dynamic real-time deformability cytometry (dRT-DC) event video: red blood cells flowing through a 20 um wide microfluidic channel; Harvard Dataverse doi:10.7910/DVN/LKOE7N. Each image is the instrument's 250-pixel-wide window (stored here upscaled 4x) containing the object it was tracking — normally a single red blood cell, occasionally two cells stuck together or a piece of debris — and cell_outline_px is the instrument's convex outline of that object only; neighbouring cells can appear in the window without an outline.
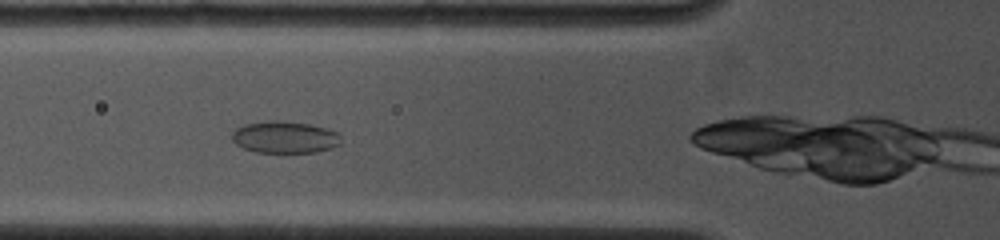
{"species": "common noctule bat (a hibernating species)", "species_latin": "Nyctalus noctula", "temperature_condition": "cold", "stored_images_in_passage": 20, "camera_frame_rate_fps": 4500, "um_per_image_px": 0.085, "animal": {"sex": "female", "body_mass_g": 19.0, "forearm_length_mm": 53.3}, "frame": {"image": 1, "passage_image": 9, "time_ms": 1.778, "image_size_px": [1000, 240], "cell_outline_px": [[340, 144], [316, 152], [256, 152], [244, 148], [236, 144], [232, 140], [232, 132], [236, 128], [244, 124], [268, 120], [284, 120], [308, 124], [340, 132]], "centroid_in_image_um": [24.18, 11.64], "position_along_channel_um": 101.6, "area_um2": 20.29}}
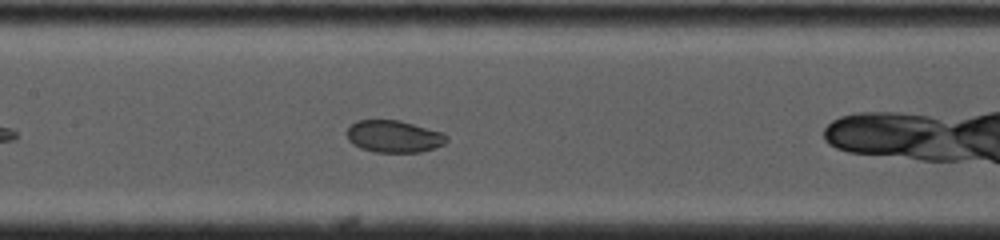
{"frame": {"image": 2, "passage_image": 17, "time_ms": 3.556, "image_size_px": [1000, 240], "cell_outline_px": [[448, 140], [444, 144], [420, 152], [372, 152], [360, 148], [352, 144], [348, 140], [344, 132], [356, 120], [400, 120], [444, 132], [448, 136]], "centroid_in_image_um": [33.46, 11.59], "position_along_channel_um": 173.9, "area_um2": 18.96}}